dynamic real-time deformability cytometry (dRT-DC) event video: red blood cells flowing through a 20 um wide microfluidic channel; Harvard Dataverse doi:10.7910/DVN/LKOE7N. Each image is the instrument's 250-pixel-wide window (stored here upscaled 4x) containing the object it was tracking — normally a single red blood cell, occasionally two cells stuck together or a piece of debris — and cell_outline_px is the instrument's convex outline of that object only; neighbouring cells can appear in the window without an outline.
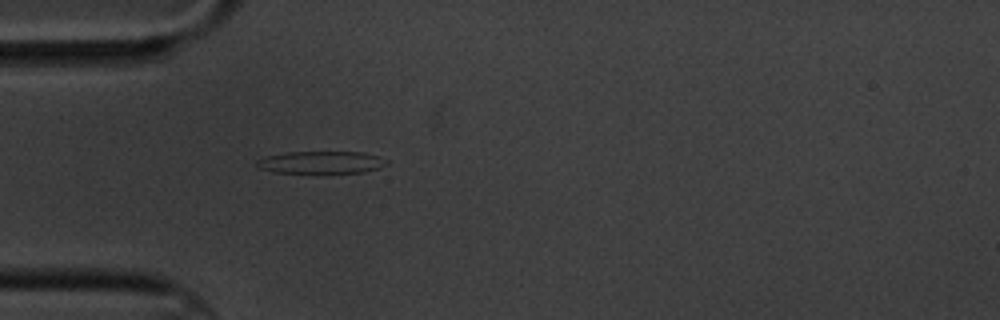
{"species": "common noctule bat (a hibernating species)", "species_latin": "Nyctalus noctula", "temperature_condition": "cold", "stored_images_in_passage": 1, "camera_frame_rate_fps": 3000, "um_per_image_px": 0.085, "animal": {"sex": "male", "body_mass_g": 20.1, "forearm_length_mm": 53.5}, "frame": {"image": 1, "passage_image": 1, "time_ms": 0.0, "image_size_px": [1000, 320], "cell_outline_px": [[388, 164], [380, 168], [364, 172], [272, 172], [256, 168], [256, 160], [268, 156], [288, 152], [364, 152], [388, 160]], "centroid_in_image_um": [27.29, 13.79], "position_along_channel_um": 57.7, "area_um2": 16.76}}